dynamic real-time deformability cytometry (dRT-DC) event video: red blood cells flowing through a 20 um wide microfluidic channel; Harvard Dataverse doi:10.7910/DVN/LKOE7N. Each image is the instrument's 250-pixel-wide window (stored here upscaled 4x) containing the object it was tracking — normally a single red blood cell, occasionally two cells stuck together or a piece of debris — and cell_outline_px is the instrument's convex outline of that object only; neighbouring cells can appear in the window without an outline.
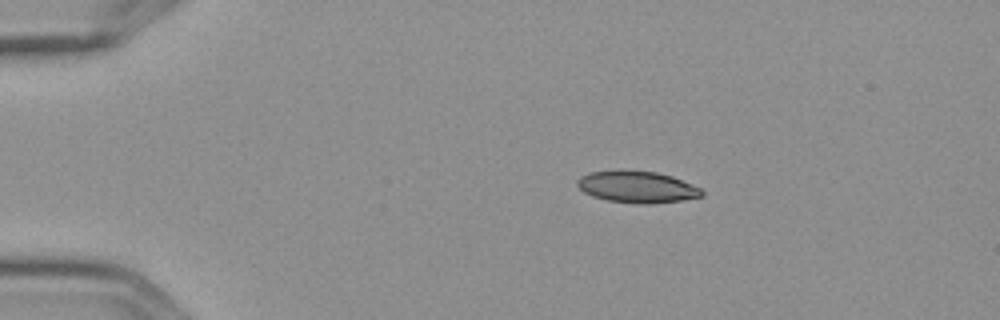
{"species": "Egyptian fruit bat (a non-hibernating species)", "species_latin": "Rousettus aegyptiacus", "temperature_condition": "cold", "stored_images_in_passage": 5, "camera_frame_rate_fps": 3000, "um_per_image_px": 0.085, "frame": {"image": 1, "passage_image": 3, "time_ms": 0.667, "image_size_px": [1000, 320], "cell_outline_px": [[704, 196], [680, 200], [652, 204], [636, 204], [608, 200], [592, 196], [584, 192], [576, 184], [576, 180], [580, 176], [588, 172], [620, 168], [624, 168], [656, 172], [672, 176], [692, 184], [700, 188], [704, 192]], "centroid_in_image_um": [54.11, 15.86], "position_along_channel_um": 30.9, "area_um2": 23.58}}